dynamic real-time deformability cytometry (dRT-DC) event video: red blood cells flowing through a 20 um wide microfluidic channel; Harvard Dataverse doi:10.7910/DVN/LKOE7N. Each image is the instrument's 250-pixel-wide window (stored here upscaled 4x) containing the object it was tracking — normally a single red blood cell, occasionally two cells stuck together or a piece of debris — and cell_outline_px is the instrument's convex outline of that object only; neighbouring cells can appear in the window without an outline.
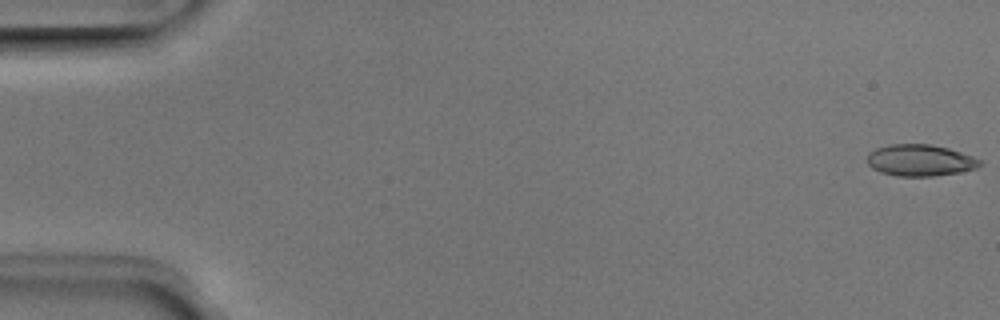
{"species": "Egyptian fruit bat (a non-hibernating species)", "species_latin": "Rousettus aegyptiacus", "temperature_condition": "room temperature", "stored_images_in_passage": 50, "camera_frame_rate_fps": 3000, "um_per_image_px": 0.085, "animal": {"sex": "male"}, "frame": {"image": 1, "passage_image": 1, "time_ms": 0.0, "image_size_px": [1000, 320], "cell_outline_px": [[984, 164], [976, 168], [960, 172], [932, 176], [896, 176], [880, 172], [872, 168], [868, 164], [868, 156], [876, 148], [892, 144], [932, 144], [948, 148], [972, 156], [980, 160]], "centroid_in_image_um": [78.23, 13.63], "position_along_channel_um": 6.8, "area_um2": 20.63}}
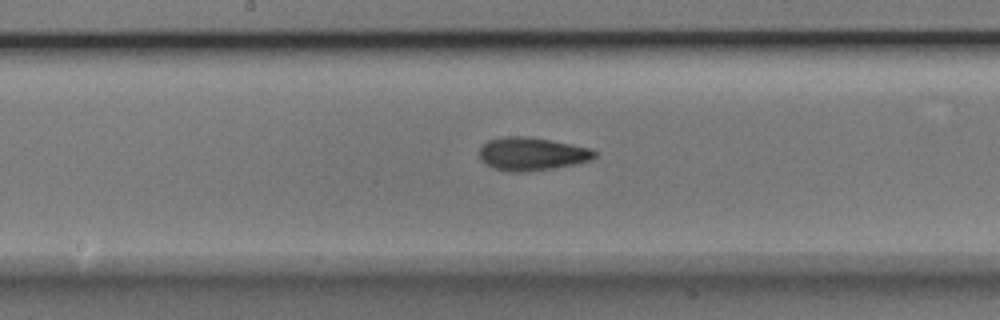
{"frame": {"image": 2, "passage_image": 27, "time_ms": 8.667, "image_size_px": [1000, 320], "cell_outline_px": [[600, 152], [592, 160], [552, 168], [520, 172], [512, 172], [496, 168], [484, 164], [480, 160], [480, 148], [488, 140], [508, 136], [524, 136], [572, 144], [592, 148]], "centroid_in_image_um": [45.24, 13.08], "position_along_channel_um": 203.0, "area_um2": 22.08}}
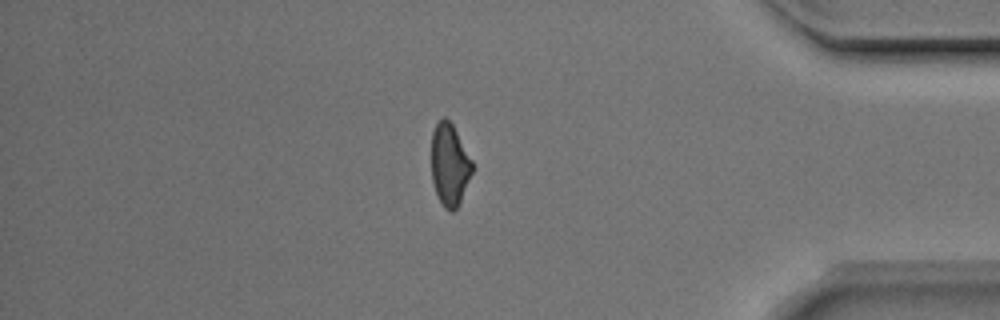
{"frame": {"image": 3, "passage_image": 44, "time_ms": 14.333, "image_size_px": [1000, 320], "cell_outline_px": [[472, 172], [460, 200], [456, 208], [452, 212], [444, 208], [436, 192], [432, 180], [432, 132], [436, 124], [444, 116], [452, 124], [472, 160]], "centroid_in_image_um": [38.2, 13.99], "position_along_channel_um": 397.0, "area_um2": 19.07}}